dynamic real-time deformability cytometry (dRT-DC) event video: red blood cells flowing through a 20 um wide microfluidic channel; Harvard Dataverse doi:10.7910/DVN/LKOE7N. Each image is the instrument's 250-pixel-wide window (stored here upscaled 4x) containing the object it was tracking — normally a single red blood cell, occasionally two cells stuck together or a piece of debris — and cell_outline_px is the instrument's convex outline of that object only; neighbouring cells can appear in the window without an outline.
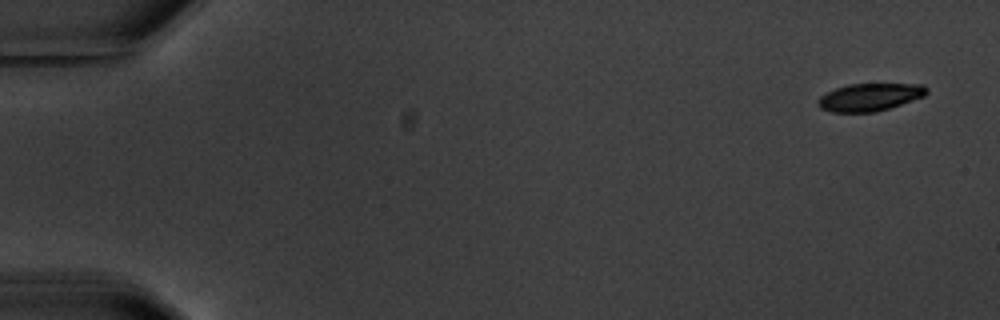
{"species": "common noctule bat (a hibernating species)", "species_latin": "Nyctalus noctula", "temperature_condition": "warm", "stored_images_in_passage": 4, "camera_frame_rate_fps": 3000, "um_per_image_px": 0.085, "animal": {"sex": "male", "body_mass_g": 20.1, "forearm_length_mm": 53.5}, "frame": {"image": 1, "passage_image": 1, "time_ms": 0.0, "image_size_px": [1000, 320], "cell_outline_px": [[928, 92], [924, 96], [876, 112], [832, 112], [820, 108], [816, 104], [816, 100], [820, 96], [836, 88], [848, 84], [924, 84], [928, 88]], "centroid_in_image_um": [73.91, 8.25], "position_along_channel_um": 11.1, "area_um2": 17.46}}